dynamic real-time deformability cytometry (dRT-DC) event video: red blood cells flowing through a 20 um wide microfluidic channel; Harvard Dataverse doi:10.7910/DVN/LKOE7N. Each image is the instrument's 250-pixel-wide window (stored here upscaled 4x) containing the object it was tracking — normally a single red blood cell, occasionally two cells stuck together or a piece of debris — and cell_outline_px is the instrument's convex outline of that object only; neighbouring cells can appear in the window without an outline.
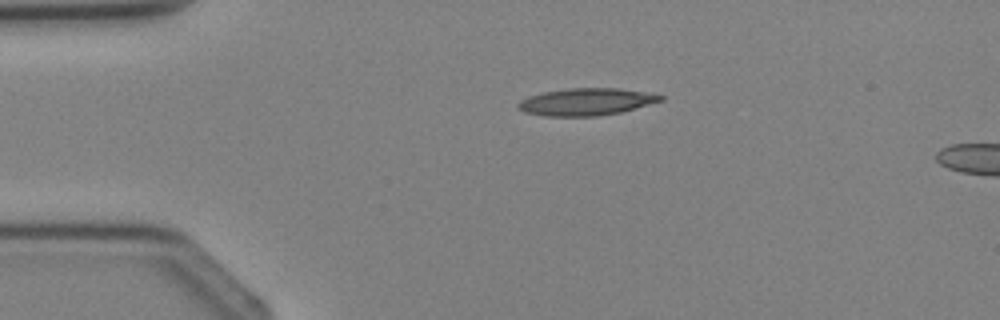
{"species": "Egyptian fruit bat (a non-hibernating species)", "species_latin": "Rousettus aegyptiacus", "temperature_condition": "cold", "stored_images_in_passage": 2, "camera_frame_rate_fps": 3000, "um_per_image_px": 0.085, "animal": {"sex": "female"}, "frame": {"image": 1, "passage_image": 1, "time_ms": 0.0, "image_size_px": [1000, 320], "cell_outline_px": [[664, 100], [620, 112], [596, 116], [544, 116], [524, 112], [516, 108], [516, 104], [520, 100], [528, 96], [544, 92], [568, 88], [620, 88], [644, 92], [664, 96]], "centroid_in_image_um": [49.78, 8.65], "position_along_channel_um": 35.2, "area_um2": 22.54}}